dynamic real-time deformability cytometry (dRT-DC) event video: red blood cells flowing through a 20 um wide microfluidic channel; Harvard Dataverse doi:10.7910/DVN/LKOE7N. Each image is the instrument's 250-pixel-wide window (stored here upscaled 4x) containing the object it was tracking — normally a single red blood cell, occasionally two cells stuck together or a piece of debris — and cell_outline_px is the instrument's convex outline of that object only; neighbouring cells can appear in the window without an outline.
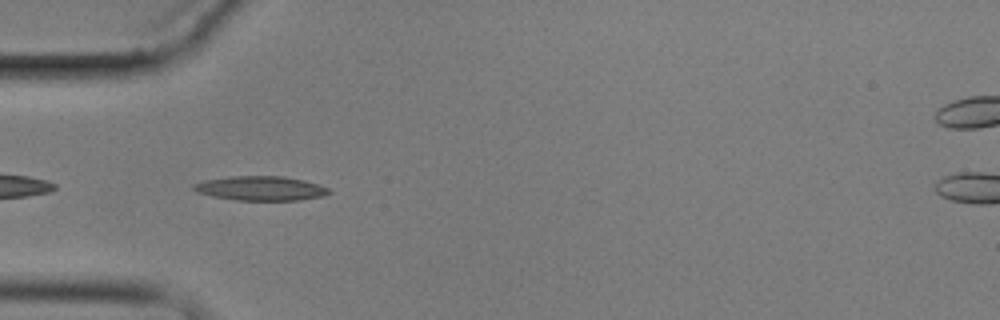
{"species": "common noctule bat (a hibernating species)", "species_latin": "Nyctalus noctula", "temperature_condition": "cold", "stored_images_in_passage": 5, "camera_frame_rate_fps": 3000, "um_per_image_px": 0.085, "animal": {"sex": "male", "body_mass_g": 17.9}, "frame": {"image": 1, "passage_image": 4, "time_ms": 3.667, "image_size_px": [1000, 320], "cell_outline_px": [[332, 192], [324, 196], [300, 200], [236, 200], [212, 196], [196, 192], [192, 188], [192, 184], [204, 180], [228, 176], [284, 176], [304, 180], [328, 188]], "centroid_in_image_um": [22.13, 16.0], "position_along_channel_um": 62.9, "area_um2": 19.31}}
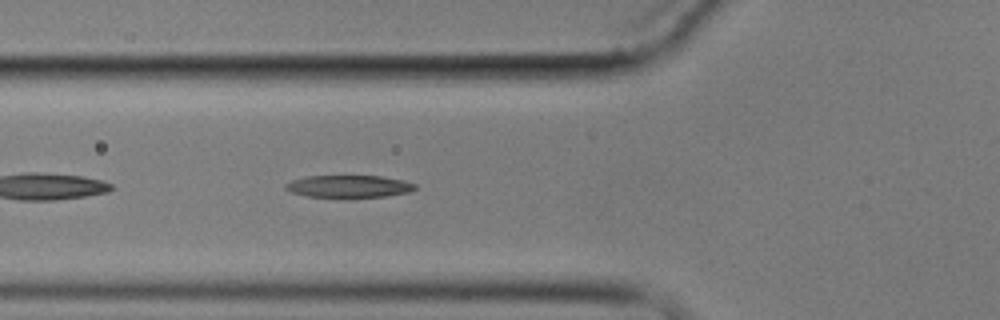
{"frame": {"image": 2, "passage_image": 5, "time_ms": 4.667, "image_size_px": [1000, 320], "cell_outline_px": [[416, 188], [408, 192], [384, 196], [308, 196], [292, 192], [284, 188], [284, 184], [292, 180], [308, 176], [380, 176], [404, 180], [416, 184]], "centroid_in_image_um": [29.65, 15.82], "position_along_channel_um": 96.1, "area_um2": 16.36}}